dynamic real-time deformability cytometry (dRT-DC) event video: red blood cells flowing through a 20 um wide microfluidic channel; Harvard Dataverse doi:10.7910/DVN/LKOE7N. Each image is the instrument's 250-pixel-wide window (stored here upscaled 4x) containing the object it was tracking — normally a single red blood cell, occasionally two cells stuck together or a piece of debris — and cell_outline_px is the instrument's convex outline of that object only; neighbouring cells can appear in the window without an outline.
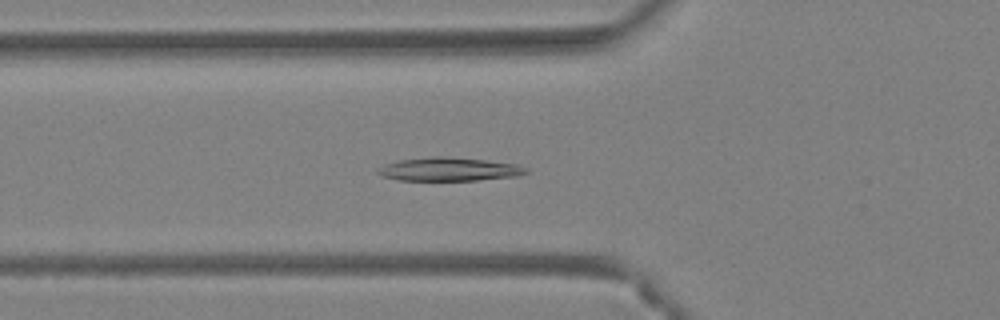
{"species": "Egyptian fruit bat (a non-hibernating species)", "species_latin": "Rousettus aegyptiacus", "temperature_condition": "warm", "stored_images_in_passage": 39, "camera_frame_rate_fps": 3000, "um_per_image_px": 0.085, "animal": {"sex": "female"}, "frame": {"image": 1, "passage_image": 10, "time_ms": 3.0, "image_size_px": [1000, 320], "cell_outline_px": [[528, 172], [516, 176], [480, 180], [400, 180], [384, 176], [376, 172], [376, 168], [400, 160], [432, 156], [440, 156], [488, 160], [516, 164], [528, 168]], "centroid_in_image_um": [38.2, 14.38], "position_along_channel_um": 87.6, "area_um2": 20.11}}
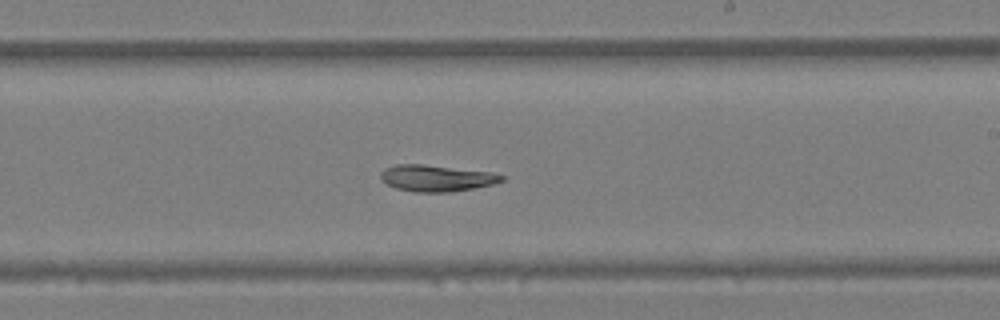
{"frame": {"image": 2, "passage_image": 21, "time_ms": 6.667, "image_size_px": [1000, 320], "cell_outline_px": [[504, 180], [492, 184], [452, 192], [412, 192], [396, 188], [384, 184], [380, 176], [380, 172], [384, 168], [396, 164], [424, 164], [492, 172], [504, 176]], "centroid_in_image_um": [37.04, 15.14], "position_along_channel_um": 252.0, "area_um2": 18.79}}
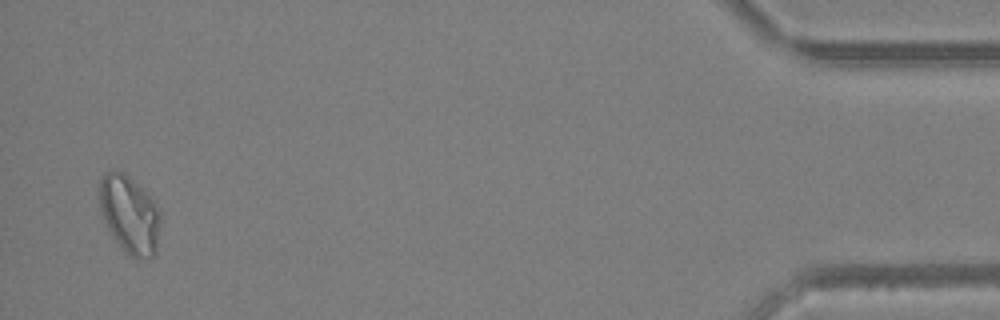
{"frame": {"image": 3, "passage_image": 38, "time_ms": 12.333, "image_size_px": [1000, 320], "cell_outline_px": [[160, 224], [156, 252], [152, 260], [132, 256], [124, 252], [112, 236], [100, 212], [100, 180], [104, 172], [112, 168], [124, 172], [160, 208]], "centroid_in_image_um": [11.01, 18.24], "position_along_channel_um": 424.2, "area_um2": 27.74}}